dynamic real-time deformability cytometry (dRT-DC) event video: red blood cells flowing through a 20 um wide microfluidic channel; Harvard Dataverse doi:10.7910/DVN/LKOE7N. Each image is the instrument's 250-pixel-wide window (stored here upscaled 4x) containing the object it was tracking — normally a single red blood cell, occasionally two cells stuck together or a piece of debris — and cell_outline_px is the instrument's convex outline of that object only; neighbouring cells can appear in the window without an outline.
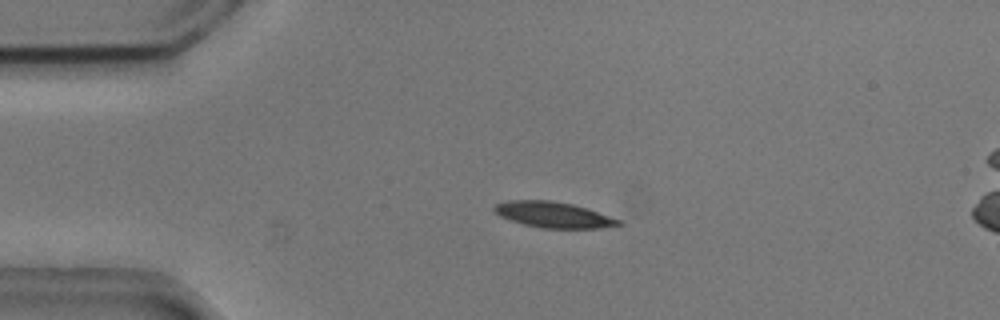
{"species": "common noctule bat (a hibernating species)", "species_latin": "Nyctalus noctula", "temperature_condition": "cold", "stored_images_in_passage": 53, "camera_frame_rate_fps": 3000, "um_per_image_px": 0.085, "animal": {"sex": "male", "body_mass_g": 20.5, "forearm_length_mm": 52.5}, "frame": {"image": 1, "passage_image": 11, "time_ms": 3.333, "image_size_px": [1000, 320], "cell_outline_px": [[624, 224], [600, 228], [540, 228], [524, 224], [500, 216], [492, 208], [496, 204], [512, 200], [552, 200], [572, 204], [588, 208], [620, 220]], "centroid_in_image_um": [47.06, 18.25], "position_along_channel_um": 37.9, "area_um2": 18.55}}
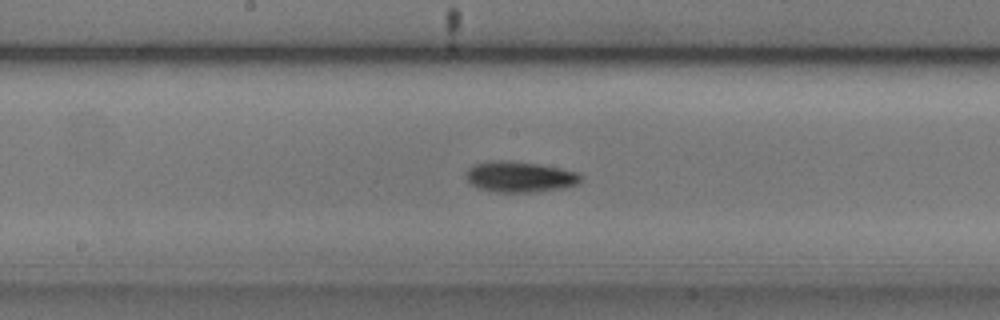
{"frame": {"image": 2, "passage_image": 27, "time_ms": 8.667, "image_size_px": [1000, 320], "cell_outline_px": [[584, 180], [576, 184], [560, 188], [532, 192], [496, 192], [480, 188], [472, 184], [468, 180], [468, 168], [476, 164], [492, 160], [504, 160], [540, 164], [560, 168], [576, 172], [584, 176]], "centroid_in_image_um": [44.23, 15.02], "position_along_channel_um": 204.0, "area_um2": 20.35}}
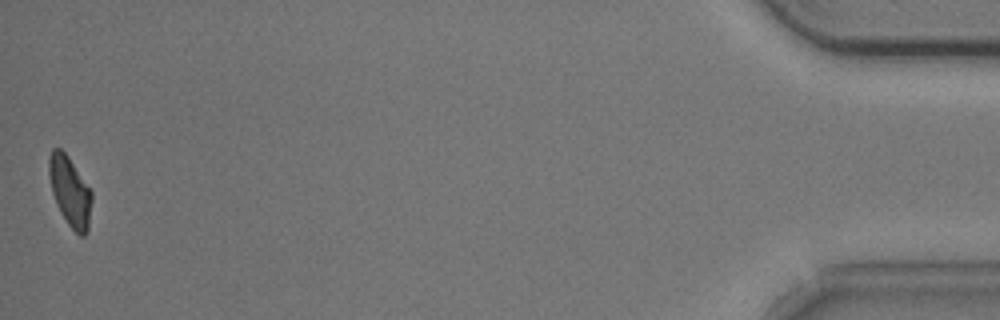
{"frame": {"image": 3, "passage_image": 53, "time_ms": 17.333, "image_size_px": [1000, 320], "cell_outline_px": [[92, 200], [88, 232], [84, 236], [80, 236], [68, 224], [60, 212], [56, 204], [52, 192], [48, 172], [48, 160], [52, 148], [60, 148], [68, 156], [92, 192]], "centroid_in_image_um": [5.94, 16.28], "position_along_channel_um": 429.3, "area_um2": 17.4}, "authors_computed_cell_mechanics": {"area_um2": 18.9006, "velocity_mm_per_s": 3.6914, "shape_relaxation_time_tau1_ms": 2.5286, "shape_relaxation_time_tau2_ms": null, "deformation_change_tau1": 0.119, "deformation_change_tau2": null}}